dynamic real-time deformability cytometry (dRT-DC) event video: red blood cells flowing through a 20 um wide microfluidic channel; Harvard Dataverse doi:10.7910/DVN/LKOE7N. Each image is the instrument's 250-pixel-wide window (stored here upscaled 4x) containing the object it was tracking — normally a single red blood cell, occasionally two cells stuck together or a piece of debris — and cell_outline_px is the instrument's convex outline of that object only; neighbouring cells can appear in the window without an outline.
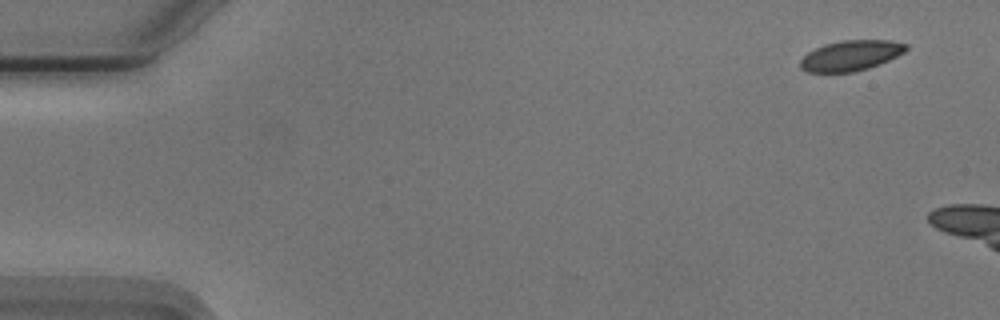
{"species": "Egyptian fruit bat (a non-hibernating species)", "species_latin": "Rousettus aegyptiacus", "temperature_condition": "cold", "stored_images_in_passage": 10, "camera_frame_rate_fps": 3000, "um_per_image_px": 0.085, "animal": {"sex": "male"}, "frame": {"image": 1, "passage_image": 1, "time_ms": 0.0, "image_size_px": [1000, 320], "cell_outline_px": [[908, 48], [904, 52], [880, 64], [868, 68], [852, 72], [808, 72], [800, 68], [800, 60], [808, 52], [824, 44], [840, 40], [892, 40], [908, 44]], "centroid_in_image_um": [72.32, 4.71], "position_along_channel_um": 12.7, "area_um2": 18.73}}